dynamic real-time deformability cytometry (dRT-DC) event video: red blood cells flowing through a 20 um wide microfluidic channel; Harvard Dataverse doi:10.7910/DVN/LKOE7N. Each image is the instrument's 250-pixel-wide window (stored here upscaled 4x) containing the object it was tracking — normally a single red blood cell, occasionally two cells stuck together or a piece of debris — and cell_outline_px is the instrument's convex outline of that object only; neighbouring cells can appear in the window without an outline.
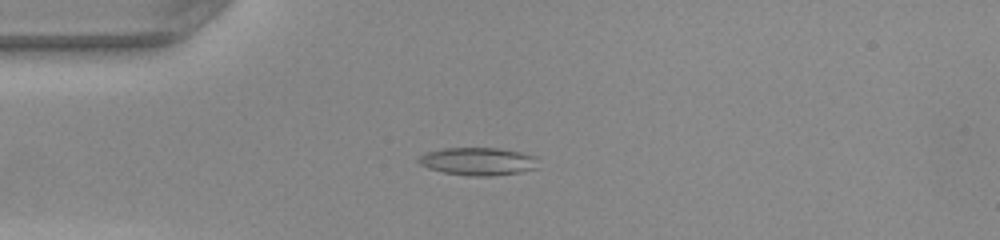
{"species": "common noctule bat (a hibernating species)", "species_latin": "Nyctalus noctula", "temperature_condition": "warm", "stored_images_in_passage": 40, "camera_frame_rate_fps": 3000, "um_per_image_px": 0.085, "animal": {"sex": "female", "body_mass_g": 22.0, "forearm_length_mm": 56.7}, "frame": {"image": 1, "passage_image": 3, "time_ms": 0.667, "image_size_px": [1000, 240], "cell_outline_px": [[536, 168], [520, 172], [492, 176], [468, 176], [444, 172], [428, 168], [420, 164], [416, 160], [420, 156], [428, 152], [444, 148], [500, 148], [520, 152], [536, 156]], "centroid_in_image_um": [40.62, 13.72], "position_along_channel_um": 44.4, "area_um2": 19.31}}
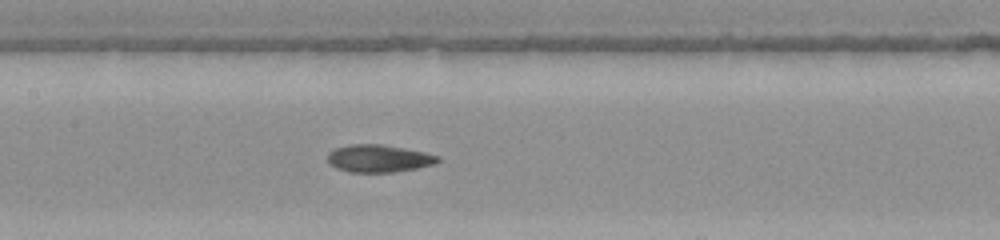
{"frame": {"image": 2, "passage_image": 14, "time_ms": 4.333, "image_size_px": [1000, 240], "cell_outline_px": [[440, 160], [432, 164], [416, 168], [392, 172], [348, 172], [336, 168], [328, 164], [328, 152], [336, 148], [352, 144], [380, 144], [404, 148], [424, 152], [440, 156]], "centroid_in_image_um": [32.15, 13.47], "position_along_channel_um": 175.2, "area_um2": 17.57}}
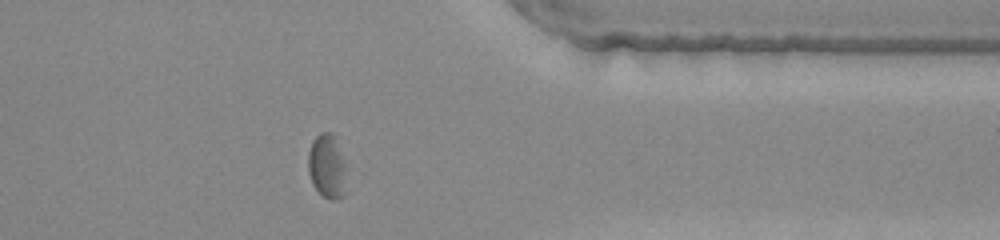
{"frame": {"image": 3, "passage_image": 30, "time_ms": 9.667, "image_size_px": [1000, 240], "cell_outline_px": [[344, 196], [336, 200], [332, 200], [324, 196], [312, 184], [308, 172], [308, 152], [312, 140], [320, 132], [332, 132], [344, 160]], "centroid_in_image_um": [27.76, 14.12], "position_along_channel_um": 383.6, "area_um2": 14.1}, "authors_computed_cell_mechanics": {"area_um2": 17.8024, "velocity_mm_per_s": 4.1216, "shape_relaxation_time_tau1_ms": null, "shape_relaxation_time_tau2_ms": 2.2962, "deformation_change_tau1": null, "deformation_change_tau2": 0.0994}}